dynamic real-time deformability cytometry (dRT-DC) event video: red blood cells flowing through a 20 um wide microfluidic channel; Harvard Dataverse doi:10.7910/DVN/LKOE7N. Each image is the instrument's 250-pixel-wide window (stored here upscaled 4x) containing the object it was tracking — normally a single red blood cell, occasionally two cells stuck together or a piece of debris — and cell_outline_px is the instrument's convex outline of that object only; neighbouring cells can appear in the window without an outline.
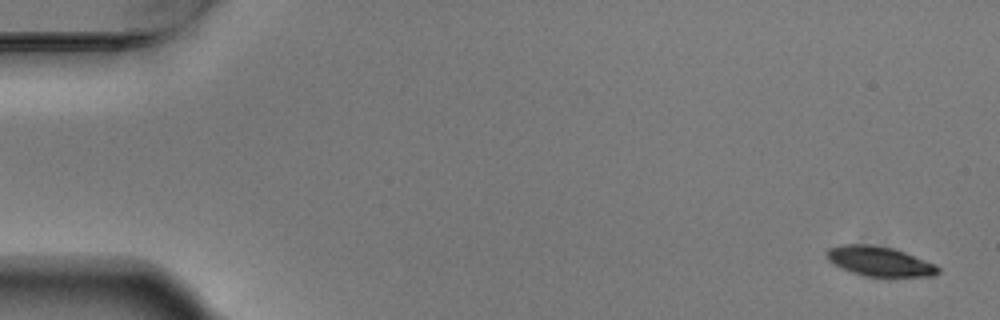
{"species": "Egyptian fruit bat (a non-hibernating species)", "species_latin": "Rousettus aegyptiacus", "temperature_condition": "warm", "stored_images_in_passage": 5, "camera_frame_rate_fps": 3000, "um_per_image_px": 0.085, "animal": {"sex": "male"}, "frame": {"image": 1, "passage_image": 1, "time_ms": 0.0, "image_size_px": [1000, 320], "cell_outline_px": [[940, 272], [932, 276], [884, 280], [864, 276], [852, 272], [828, 260], [824, 252], [828, 248], [840, 244], [872, 244], [896, 248], [936, 264], [940, 268]], "centroid_in_image_um": [74.83, 22.25], "position_along_channel_um": 10.2, "area_um2": 20.4}}
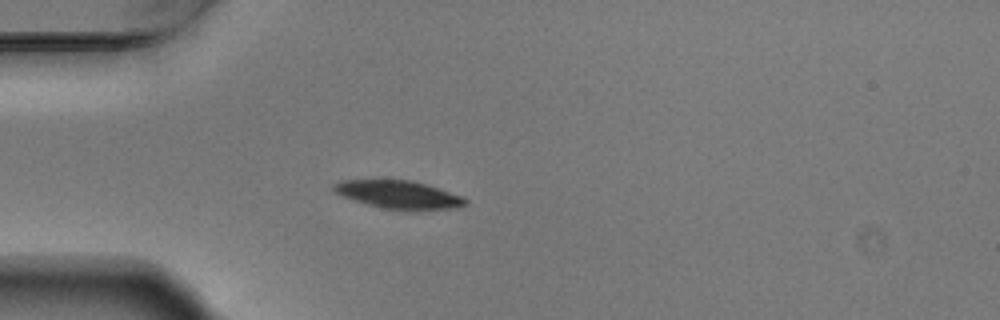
{"frame": {"image": 2, "passage_image": 4, "time_ms": 1.0, "image_size_px": [1000, 320], "cell_outline_px": [[468, 204], [456, 208], [412, 212], [380, 208], [344, 196], [336, 192], [332, 188], [332, 184], [340, 180], [412, 180], [428, 184], [460, 196], [468, 200]], "centroid_in_image_um": [33.94, 16.57], "position_along_channel_um": 51.1, "area_um2": 21.85}}